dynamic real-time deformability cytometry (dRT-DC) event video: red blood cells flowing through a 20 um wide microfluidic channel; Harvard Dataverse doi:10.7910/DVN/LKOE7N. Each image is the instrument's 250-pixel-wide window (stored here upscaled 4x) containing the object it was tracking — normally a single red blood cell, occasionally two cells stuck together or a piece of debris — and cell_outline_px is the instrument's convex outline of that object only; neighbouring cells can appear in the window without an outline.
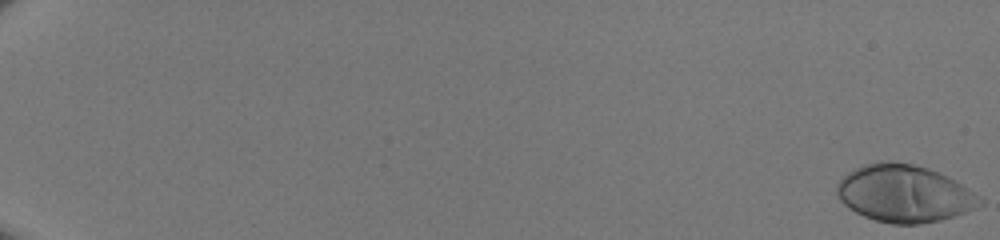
{"species": "human", "species_latin": "Homo sapiens", "temperature_condition": "room temperature", "stored_images_in_passage": 52, "camera_frame_rate_fps": 3000, "um_per_image_px": 0.085, "donor": {"sex": "male"}, "frame": {"image": 1, "passage_image": 1, "time_ms": 0.0, "image_size_px": [1000, 240], "cell_outline_px": [[976, 204], [964, 212], [940, 220], [920, 224], [892, 224], [876, 220], [864, 216], [856, 212], [844, 204], [840, 200], [836, 192], [836, 184], [848, 172], [856, 168], [868, 164], [912, 164], [936, 172], [960, 184], [964, 188]], "centroid_in_image_um": [76.69, 16.49], "position_along_channel_um": 8.3, "area_um2": 45.2}}
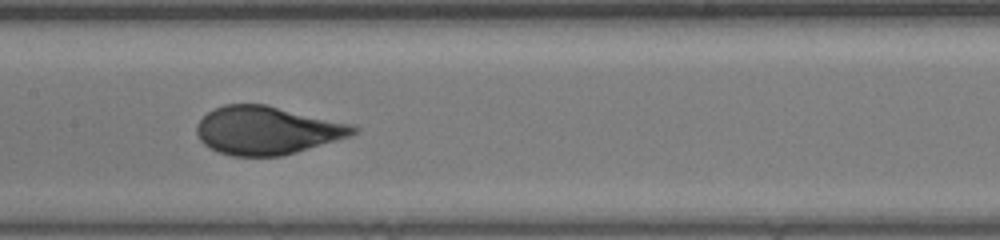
{"frame": {"image": 2, "passage_image": 30, "time_ms": 9.667, "image_size_px": [1000, 240], "cell_outline_px": [[360, 128], [356, 132], [348, 136], [296, 152], [280, 156], [232, 156], [220, 152], [204, 144], [200, 140], [196, 132], [196, 124], [208, 112], [224, 104], [268, 104], [352, 124]], "centroid_in_image_um": [22.68, 11.07], "position_along_channel_um": 184.7, "area_um2": 43.75}}
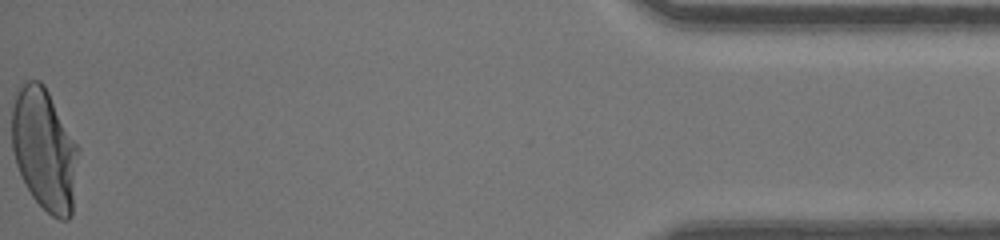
{"frame": {"image": 3, "passage_image": 52, "time_ms": 17.0, "image_size_px": [1000, 240], "cell_outline_px": [[80, 152], [72, 216], [68, 220], [60, 220], [52, 216], [32, 196], [16, 164], [12, 148], [12, 108], [16, 96], [20, 88], [28, 80], [40, 80], [44, 84], [80, 148]], "centroid_in_image_um": [3.82, 12.73], "position_along_channel_um": 431.4, "area_um2": 47.4}}